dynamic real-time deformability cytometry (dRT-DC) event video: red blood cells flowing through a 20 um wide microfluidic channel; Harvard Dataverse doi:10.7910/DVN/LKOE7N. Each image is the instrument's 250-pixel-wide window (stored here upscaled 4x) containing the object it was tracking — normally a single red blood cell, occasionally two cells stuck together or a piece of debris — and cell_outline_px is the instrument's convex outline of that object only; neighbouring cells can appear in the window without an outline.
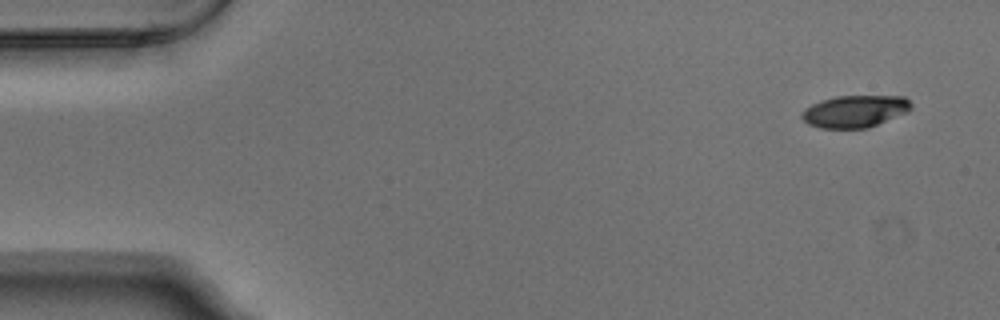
{"species": "Egyptian fruit bat (a non-hibernating species)", "species_latin": "Rousettus aegyptiacus", "temperature_condition": "warm", "stored_images_in_passage": 5, "camera_frame_rate_fps": 3000, "um_per_image_px": 0.085, "animal": {"sex": "male"}, "frame": {"image": 1, "passage_image": 1, "time_ms": 0.0, "image_size_px": [1000, 320], "cell_outline_px": [[912, 108], [908, 112], [868, 128], [820, 128], [808, 124], [800, 116], [804, 108], [820, 100], [836, 96], [904, 96], [912, 104]], "centroid_in_image_um": [72.66, 9.46], "position_along_channel_um": 12.3, "area_um2": 20.58}}
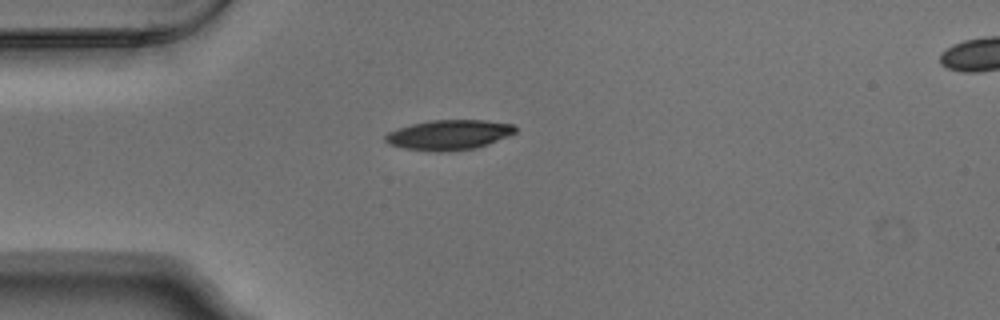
{"frame": {"image": 2, "passage_image": 4, "time_ms": 1.0, "image_size_px": [1000, 320], "cell_outline_px": [[516, 132], [508, 136], [488, 144], [476, 148], [440, 152], [436, 152], [404, 148], [388, 144], [384, 140], [384, 136], [388, 132], [396, 128], [412, 124], [432, 120], [484, 120], [512, 124], [516, 128]], "centroid_in_image_um": [38.13, 11.46], "position_along_channel_um": 46.9, "area_um2": 22.72}}